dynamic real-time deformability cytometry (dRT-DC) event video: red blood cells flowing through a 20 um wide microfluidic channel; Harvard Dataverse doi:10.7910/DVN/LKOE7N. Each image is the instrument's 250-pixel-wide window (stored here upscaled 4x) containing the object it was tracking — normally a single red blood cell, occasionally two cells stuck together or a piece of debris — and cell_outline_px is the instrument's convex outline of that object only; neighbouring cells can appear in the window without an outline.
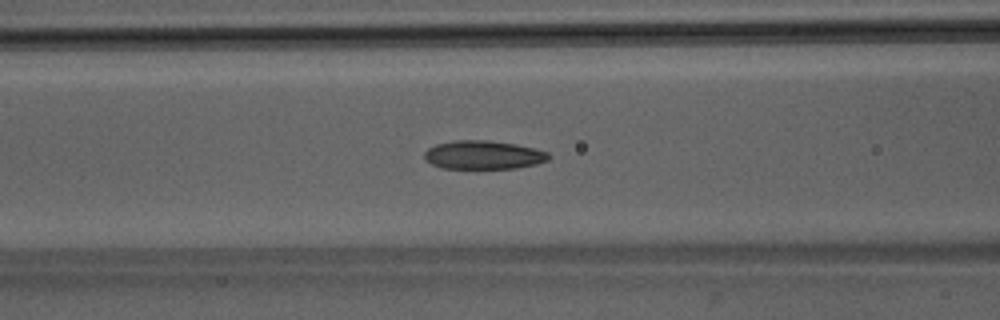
{"species": "Egyptian fruit bat (a non-hibernating species)", "species_latin": "Rousettus aegyptiacus", "temperature_condition": "room temperature", "stored_images_in_passage": 51, "camera_frame_rate_fps": 3000, "um_per_image_px": 0.085, "animal": {"sex": "male"}, "frame": {"image": 1, "passage_image": 21, "time_ms": 6.667, "image_size_px": [1000, 320], "cell_outline_px": [[552, 156], [548, 160], [536, 164], [516, 168], [440, 168], [424, 160], [424, 152], [428, 148], [436, 144], [456, 140], [488, 140], [516, 144], [536, 148], [548, 152]], "centroid_in_image_um": [41.1, 13.16], "position_along_channel_um": 125.5, "area_um2": 20.87}}
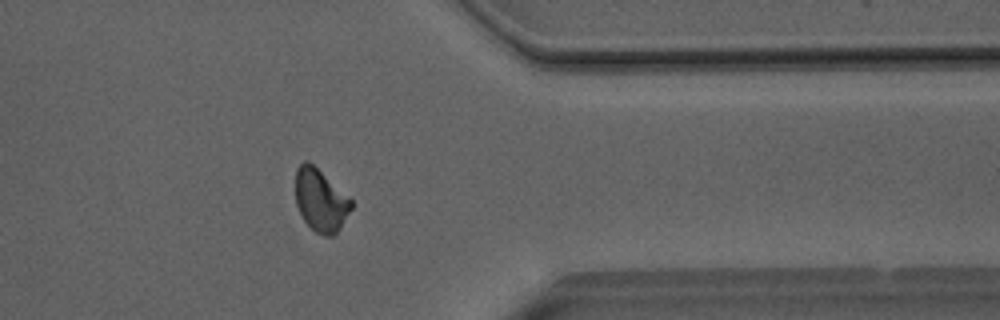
{"frame": {"image": 2, "passage_image": 41, "time_ms": 13.333, "image_size_px": [1000, 320], "cell_outline_px": [[352, 208], [340, 228], [332, 236], [324, 236], [316, 232], [304, 220], [296, 204], [296, 168], [304, 160], [308, 160], [352, 200]], "centroid_in_image_um": [27.24, 17.02], "position_along_channel_um": 384.2, "area_um2": 20.0}}
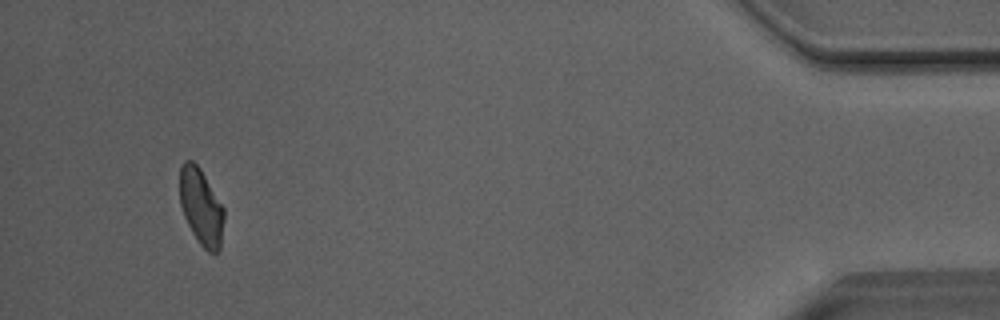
{"frame": {"image": 3, "passage_image": 48, "time_ms": 15.667, "image_size_px": [1000, 320], "cell_outline_px": [[224, 220], [220, 248], [216, 252], [208, 252], [200, 244], [192, 232], [184, 216], [180, 204], [180, 164], [184, 160], [192, 160], [200, 168], [224, 208]], "centroid_in_image_um": [17.09, 17.57], "position_along_channel_um": 418.1, "area_um2": 19.65}, "authors_computed_cell_mechanics": {"area_um2": 20.9814, "velocity_mm_per_s": 4.0514, "shape_relaxation_time_tau1_ms": 5.7775, "shape_relaxation_time_tau2_ms": 2.493, "deformation_change_tau1": 0.1515, "deformation_change_tau2": 0.0746}}